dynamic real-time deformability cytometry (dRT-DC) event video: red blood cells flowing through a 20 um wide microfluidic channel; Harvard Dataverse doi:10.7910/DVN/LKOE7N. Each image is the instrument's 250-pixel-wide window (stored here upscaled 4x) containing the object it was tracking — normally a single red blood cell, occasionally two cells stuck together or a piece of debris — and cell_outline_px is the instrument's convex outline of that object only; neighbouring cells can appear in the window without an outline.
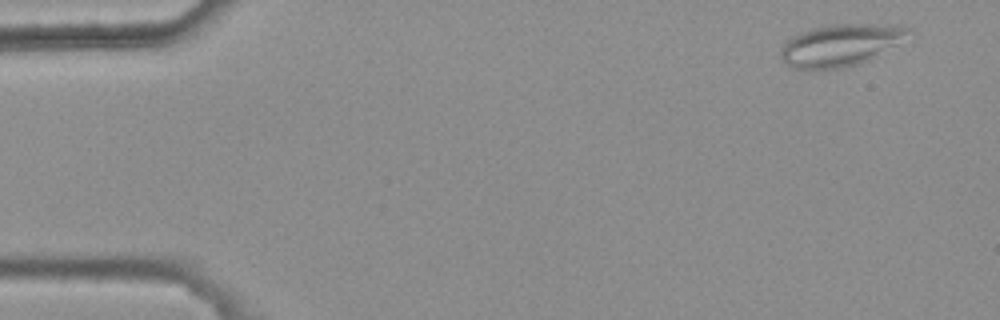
{"species": "common noctule bat (a hibernating species)", "species_latin": "Nyctalus noctula", "temperature_condition": "warm", "stored_images_in_passage": 5, "camera_frame_rate_fps": 3000, "um_per_image_px": 0.085, "animal": {"sex": "female", "body_mass_g": 25.1}, "frame": {"image": 1, "passage_image": 1, "time_ms": 0.0, "image_size_px": [1000, 320], "cell_outline_px": [[912, 32], [880, 56], [856, 64], [840, 68], [792, 68], [784, 64], [780, 56], [780, 52], [784, 44], [792, 36], [800, 32], [824, 24], [900, 24], [912, 28]], "centroid_in_image_um": [71.47, 3.8], "position_along_channel_um": 13.5, "area_um2": 31.39}}